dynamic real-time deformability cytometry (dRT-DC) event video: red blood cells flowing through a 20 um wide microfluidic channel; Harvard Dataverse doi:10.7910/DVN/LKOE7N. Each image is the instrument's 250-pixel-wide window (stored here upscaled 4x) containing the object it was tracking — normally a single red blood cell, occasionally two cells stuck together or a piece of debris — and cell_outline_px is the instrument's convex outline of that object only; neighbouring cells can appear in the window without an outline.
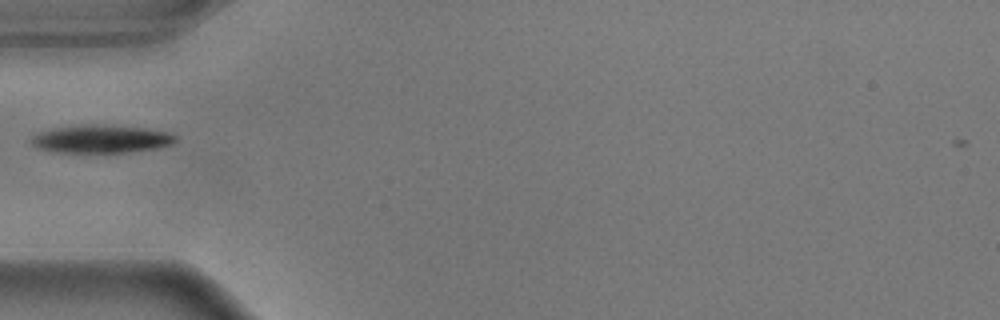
{"species": "common noctule bat (a hibernating species)", "species_latin": "Nyctalus noctula", "temperature_condition": "warm", "stored_images_in_passage": 20, "camera_frame_rate_fps": 3000, "um_per_image_px": 0.085, "animal": {"sex": "male", "body_mass_g": 17.9}, "frame": {"image": 1, "passage_image": 1, "time_ms": 0.0, "image_size_px": [1000, 320], "cell_outline_px": [[176, 140], [172, 144], [156, 148], [128, 152], [52, 152], [40, 148], [32, 144], [28, 140], [32, 136], [40, 132], [52, 128], [92, 124], [148, 128], [168, 132], [176, 136]], "centroid_in_image_um": [8.59, 11.81], "position_along_channel_um": 76.4, "area_um2": 23.41}}
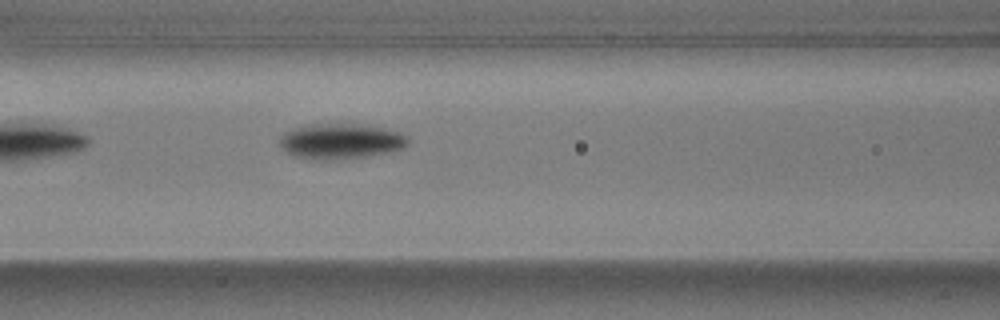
{"frame": {"image": 2, "passage_image": 6, "time_ms": 1.667, "image_size_px": [1000, 320], "cell_outline_px": [[408, 144], [400, 148], [388, 152], [368, 156], [296, 156], [288, 152], [280, 144], [280, 136], [284, 132], [292, 128], [308, 124], [364, 124], [384, 128], [408, 136]], "centroid_in_image_um": [28.99, 11.92], "position_along_channel_um": 137.6, "area_um2": 25.09}}